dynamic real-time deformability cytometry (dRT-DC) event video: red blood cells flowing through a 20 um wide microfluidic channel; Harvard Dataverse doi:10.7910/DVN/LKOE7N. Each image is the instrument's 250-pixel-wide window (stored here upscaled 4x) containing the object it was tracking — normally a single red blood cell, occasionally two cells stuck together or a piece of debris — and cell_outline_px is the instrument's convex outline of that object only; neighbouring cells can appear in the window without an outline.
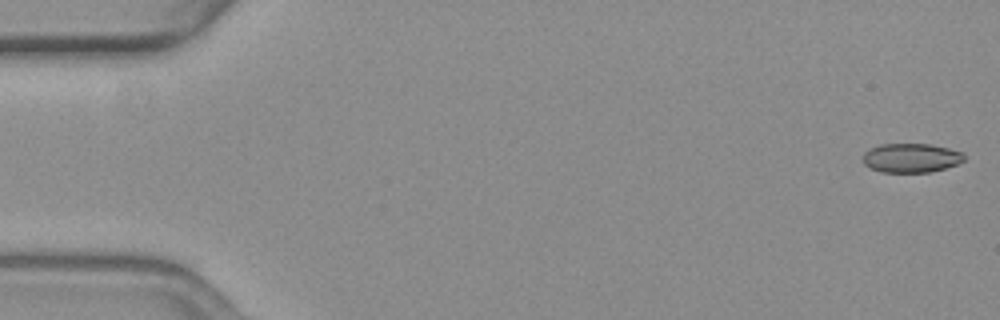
{"species": "common noctule bat (a hibernating species)", "species_latin": "Nyctalus noctula", "temperature_condition": "warm", "stored_images_in_passage": 10, "camera_frame_rate_fps": 3000, "um_per_image_px": 0.085, "animal": {"sex": "female", "body_mass_g": 19.3, "forearm_length_mm": 54.1}, "frame": {"image": 1, "passage_image": 1, "time_ms": 0.0, "image_size_px": [1000, 320], "cell_outline_px": [[964, 160], [956, 164], [944, 168], [928, 172], [880, 172], [864, 164], [864, 152], [868, 148], [880, 144], [932, 144], [964, 152]], "centroid_in_image_um": [77.43, 13.41], "position_along_channel_um": 7.6, "area_um2": 17.17}}